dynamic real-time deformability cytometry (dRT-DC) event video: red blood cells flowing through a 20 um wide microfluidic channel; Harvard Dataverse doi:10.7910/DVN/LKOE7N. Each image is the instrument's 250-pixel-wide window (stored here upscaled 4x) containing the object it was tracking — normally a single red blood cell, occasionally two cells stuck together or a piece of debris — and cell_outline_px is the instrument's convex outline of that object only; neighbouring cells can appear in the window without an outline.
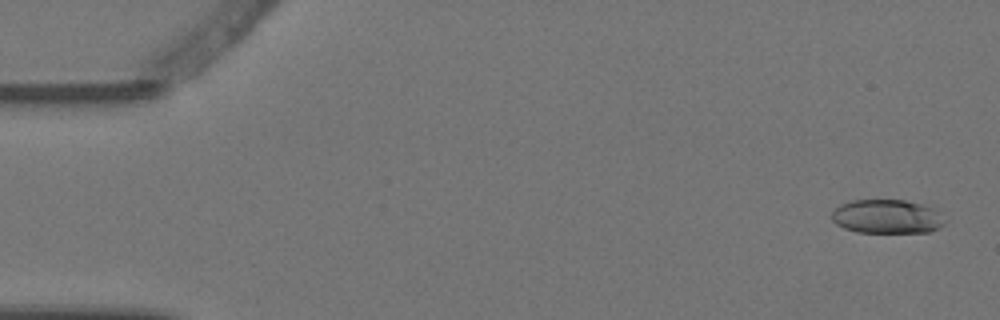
{"species": "Egyptian fruit bat (a non-hibernating species)", "species_latin": "Rousettus aegyptiacus", "temperature_condition": "warm", "stored_images_in_passage": 5, "camera_frame_rate_fps": 3000, "um_per_image_px": 0.085, "animal": {"sex": "female"}, "frame": {"image": 1, "passage_image": 1, "time_ms": 0.0, "image_size_px": [1000, 320], "cell_outline_px": [[944, 224], [940, 228], [928, 232], [856, 232], [844, 228], [836, 224], [832, 220], [832, 212], [840, 204], [852, 200], [904, 200], [920, 204], [932, 208]], "centroid_in_image_um": [75.31, 18.41], "position_along_channel_um": 9.7, "area_um2": 21.96}}
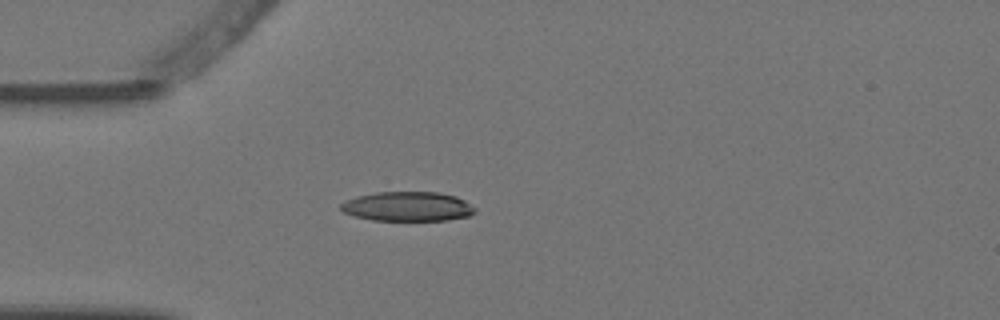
{"frame": {"image": 2, "passage_image": 4, "time_ms": 1.0, "image_size_px": [1000, 320], "cell_outline_px": [[476, 212], [468, 216], [448, 220], [372, 220], [356, 216], [344, 212], [340, 208], [340, 204], [356, 196], [376, 192], [440, 192], [456, 196], [464, 200], [476, 208]], "centroid_in_image_um": [34.68, 17.54], "position_along_channel_um": 50.3, "area_um2": 23.0}}